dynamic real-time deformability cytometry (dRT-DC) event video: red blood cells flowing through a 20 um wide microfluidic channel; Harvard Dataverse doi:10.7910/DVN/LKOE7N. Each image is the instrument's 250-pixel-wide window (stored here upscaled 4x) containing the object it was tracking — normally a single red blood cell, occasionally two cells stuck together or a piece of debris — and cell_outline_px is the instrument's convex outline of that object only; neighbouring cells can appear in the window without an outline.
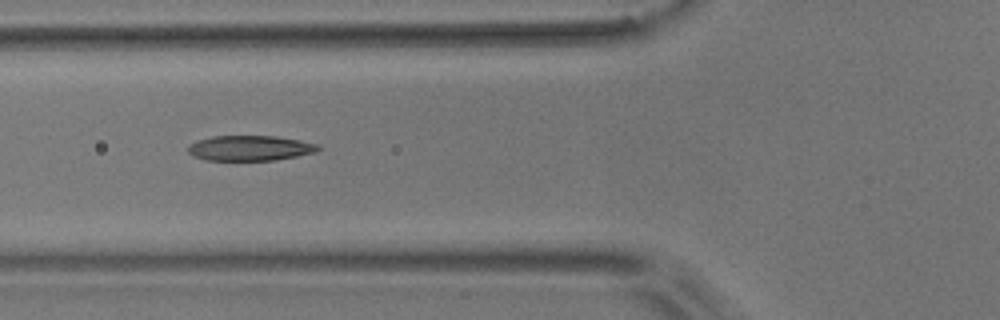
{"species": "common noctule bat (a hibernating species)", "species_latin": "Nyctalus noctula", "temperature_condition": "room temperature", "stored_images_in_passage": 9, "camera_frame_rate_fps": 3000, "um_per_image_px": 0.085, "animal": {"sex": "male", "body_mass_g": 17.9}, "frame": {"image": 1, "passage_image": 4, "time_ms": 3.333, "image_size_px": [1000, 320], "cell_outline_px": [[320, 148], [316, 152], [276, 160], [204, 160], [192, 156], [188, 152], [188, 144], [212, 136], [276, 136], [300, 140], [316, 144]], "centroid_in_image_um": [21.22, 12.59], "position_along_channel_um": 104.6, "area_um2": 19.07}}
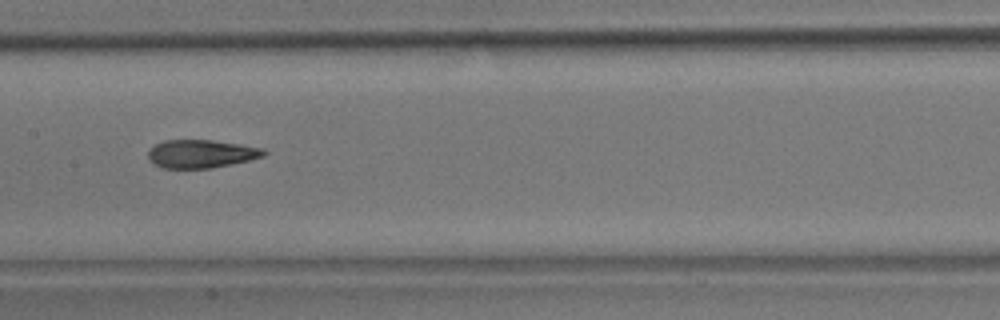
{"frame": {"image": 2, "passage_image": 6, "time_ms": 5.667, "image_size_px": [1000, 320], "cell_outline_px": [[268, 152], [264, 156], [248, 160], [208, 168], [164, 168], [148, 160], [148, 152], [156, 144], [164, 140], [212, 140], [240, 144], [264, 148]], "centroid_in_image_um": [17.11, 13.06], "position_along_channel_um": 190.3, "area_um2": 18.79}}
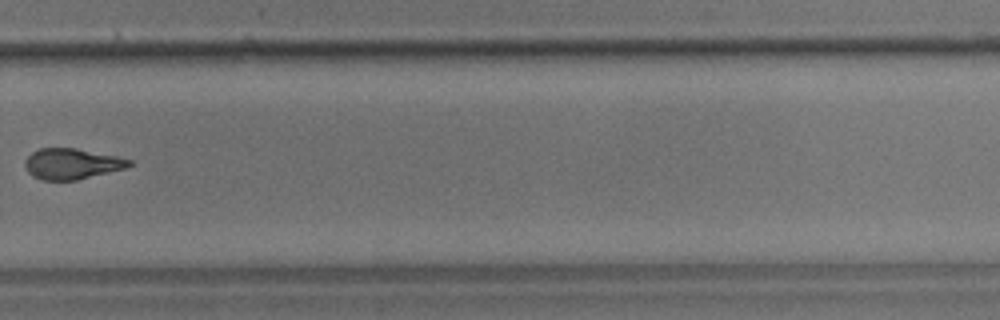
{"frame": {"image": 3, "passage_image": 9, "time_ms": 9.333, "image_size_px": [1000, 320], "cell_outline_px": [[132, 164], [124, 168], [76, 180], [40, 180], [32, 176], [28, 172], [24, 164], [24, 160], [32, 152], [40, 148], [76, 148], [116, 156], [132, 160]], "centroid_in_image_um": [6.06, 13.92], "position_along_channel_um": 323.7, "area_um2": 18.55}}